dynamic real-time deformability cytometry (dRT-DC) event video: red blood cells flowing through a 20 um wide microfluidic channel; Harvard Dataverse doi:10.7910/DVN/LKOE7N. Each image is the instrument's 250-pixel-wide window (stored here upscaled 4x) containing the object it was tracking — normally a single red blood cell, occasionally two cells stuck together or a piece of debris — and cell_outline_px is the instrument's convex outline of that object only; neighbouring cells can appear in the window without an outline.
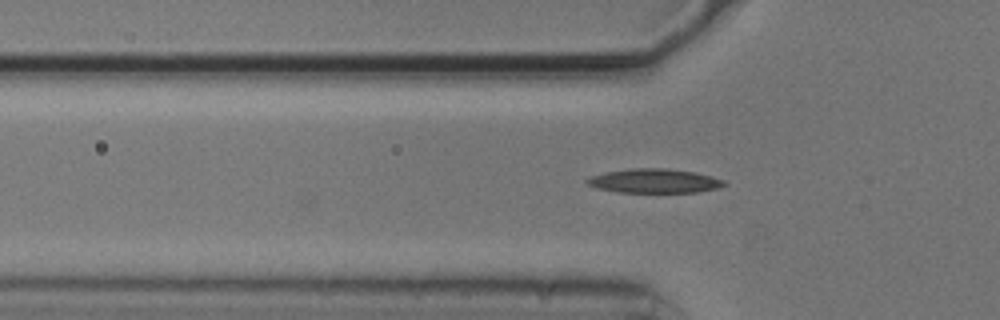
{"species": "common noctule bat (a hibernating species)", "species_latin": "Nyctalus noctula", "temperature_condition": "cold", "stored_images_in_passage": 6, "camera_frame_rate_fps": 3000, "um_per_image_px": 0.085, "animal": {"sex": "male", "body_mass_g": 20.5, "forearm_length_mm": 52.5}, "frame": {"image": 1, "passage_image": 5, "time_ms": 1.333, "image_size_px": [1000, 320], "cell_outline_px": [[728, 184], [716, 188], [696, 192], [616, 192], [596, 188], [588, 184], [584, 180], [592, 176], [604, 172], [632, 168], [664, 168], [696, 172], [712, 176], [724, 180]], "centroid_in_image_um": [55.61, 15.37], "position_along_channel_um": 70.2, "area_um2": 19.31}}
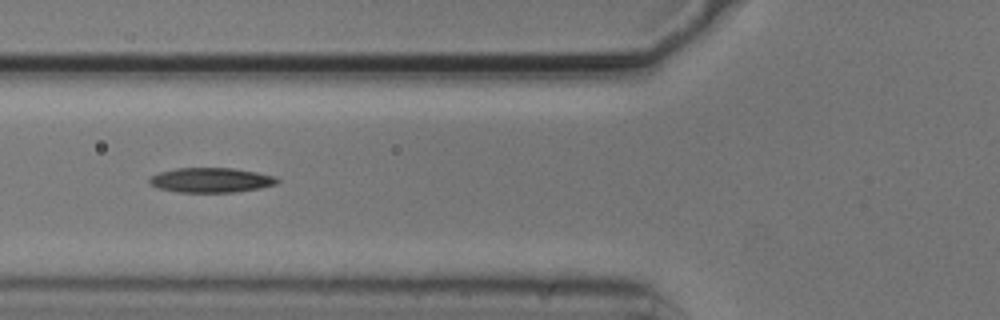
{"frame": {"image": 2, "passage_image": 6, "time_ms": 1.667, "image_size_px": [1000, 320], "cell_outline_px": [[280, 180], [276, 184], [260, 188], [236, 192], [176, 192], [156, 188], [148, 184], [148, 180], [152, 176], [160, 172], [176, 168], [232, 168], [256, 172], [276, 176]], "centroid_in_image_um": [17.92, 15.31], "position_along_channel_um": 107.9, "area_um2": 18.55}}